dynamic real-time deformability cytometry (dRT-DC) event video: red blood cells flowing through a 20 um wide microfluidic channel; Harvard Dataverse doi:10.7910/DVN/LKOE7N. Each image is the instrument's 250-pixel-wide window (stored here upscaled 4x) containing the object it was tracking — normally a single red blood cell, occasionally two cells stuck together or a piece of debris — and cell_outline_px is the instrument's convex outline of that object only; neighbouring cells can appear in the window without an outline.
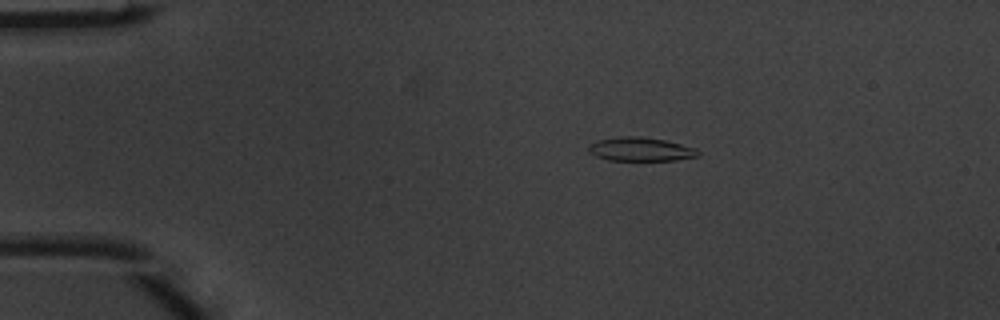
{"species": "common noctule bat (a hibernating species)", "species_latin": "Nyctalus noctula", "temperature_condition": "warm", "stored_images_in_passage": 6, "camera_frame_rate_fps": 3000, "um_per_image_px": 0.085, "animal": {"sex": "male", "body_mass_g": 20.1, "forearm_length_mm": 53.5}, "frame": {"image": 1, "passage_image": 2, "time_ms": 0.333, "image_size_px": [1000, 320], "cell_outline_px": [[700, 156], [676, 160], [608, 160], [596, 156], [588, 152], [588, 144], [596, 140], [620, 136], [640, 136], [664, 140], [696, 148], [700, 152]], "centroid_in_image_um": [54.43, 12.68], "position_along_channel_um": 30.6, "area_um2": 15.26}}
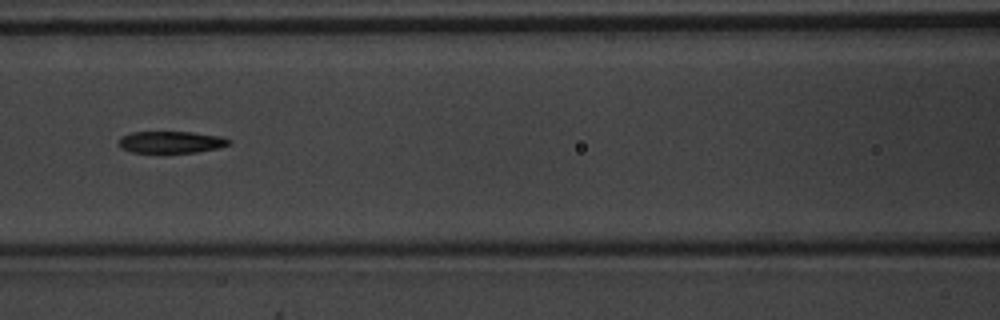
{"frame": {"image": 2, "passage_image": 6, "time_ms": 1.667, "image_size_px": [1000, 320], "cell_outline_px": [[232, 144], [216, 148], [196, 152], [132, 152], [120, 148], [120, 136], [132, 132], [192, 132], [220, 136], [232, 140]], "centroid_in_image_um": [14.56, 12.07], "position_along_channel_um": 152.0, "area_um2": 13.93}}